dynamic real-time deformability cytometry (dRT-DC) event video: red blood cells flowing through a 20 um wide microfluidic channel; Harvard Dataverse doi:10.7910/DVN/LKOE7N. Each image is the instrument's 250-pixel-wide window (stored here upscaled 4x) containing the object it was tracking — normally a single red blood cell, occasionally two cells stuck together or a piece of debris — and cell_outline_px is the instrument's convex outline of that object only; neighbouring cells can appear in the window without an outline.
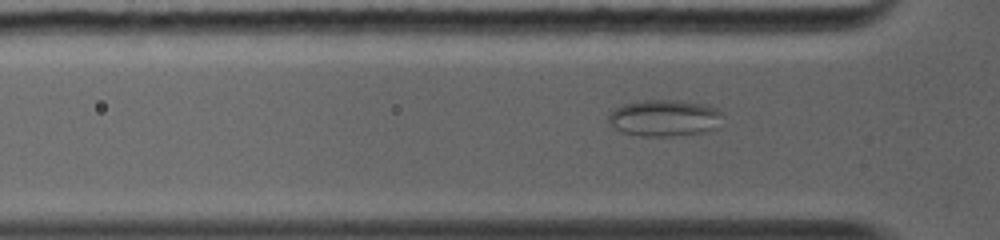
{"species": "common noctule bat (a hibernating species)", "species_latin": "Nyctalus noctula", "temperature_condition": "warm", "stored_images_in_passage": 30, "camera_frame_rate_fps": 5000, "um_per_image_px": 0.085, "animal": {"sex": "female", "body_mass_g": 19.0, "forearm_length_mm": 56.7}, "frame": {"image": 1, "passage_image": 5, "time_ms": 1.2, "image_size_px": [1000, 240], "cell_outline_px": [[720, 112], [712, 128], [704, 132], [668, 136], [640, 136], [620, 132], [608, 120], [608, 116], [616, 108], [624, 104], [644, 100], [672, 100], [704, 104], [716, 108]], "centroid_in_image_um": [56.38, 10.03], "position_along_channel_um": 69.4, "area_um2": 23.58}}
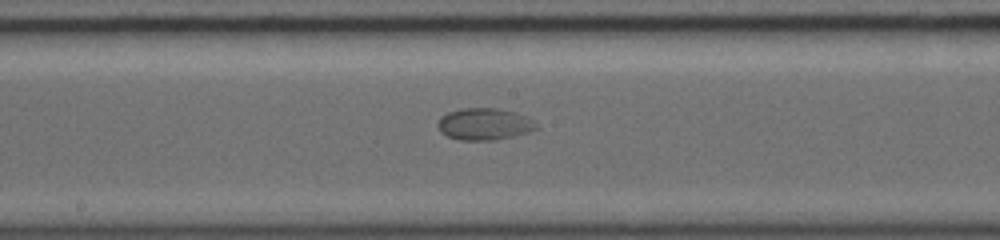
{"frame": {"image": 2, "passage_image": 16, "time_ms": 4.4, "image_size_px": [1000, 240], "cell_outline_px": [[536, 128], [528, 132], [496, 140], [456, 140], [440, 132], [436, 124], [440, 116], [448, 112], [464, 108], [496, 108], [516, 112], [532, 120], [536, 124]], "centroid_in_image_um": [41.11, 10.55], "position_along_channel_um": 207.1, "area_um2": 18.26}}
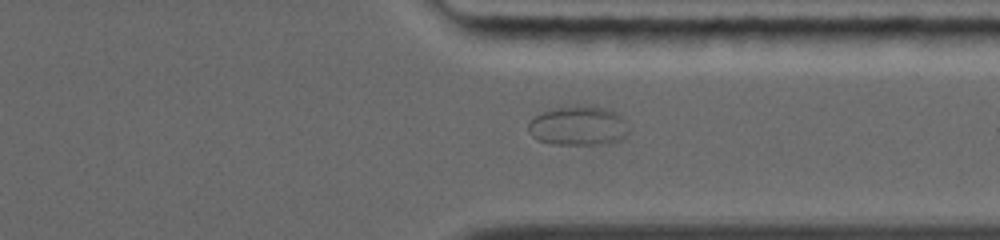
{"frame": {"image": 3, "passage_image": 27, "time_ms": 8.0, "image_size_px": [1000, 240], "cell_outline_px": [[628, 132], [620, 140], [608, 144], [556, 144], [536, 140], [528, 132], [528, 124], [536, 116], [544, 112], [556, 108], [580, 104], [588, 104], [604, 108], [620, 116], [624, 120]], "centroid_in_image_um": [49.14, 10.69], "position_along_channel_um": 362.3, "area_um2": 22.95}}